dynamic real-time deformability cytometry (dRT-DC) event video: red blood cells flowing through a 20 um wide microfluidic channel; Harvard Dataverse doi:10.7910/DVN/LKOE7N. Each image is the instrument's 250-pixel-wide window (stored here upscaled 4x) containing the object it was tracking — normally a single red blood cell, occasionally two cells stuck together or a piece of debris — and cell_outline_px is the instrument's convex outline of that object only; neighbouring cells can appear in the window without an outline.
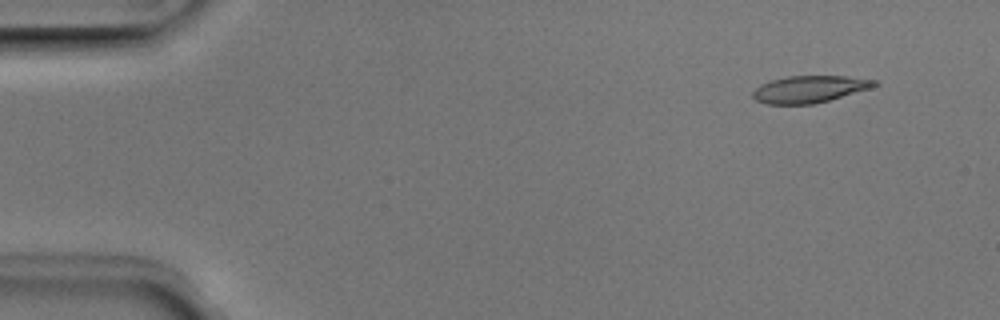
{"species": "Egyptian fruit bat (a non-hibernating species)", "species_latin": "Rousettus aegyptiacus", "temperature_condition": "room temperature", "stored_images_in_passage": 4, "camera_frame_rate_fps": 3000, "um_per_image_px": 0.085, "animal": {"sex": "male"}, "frame": {"image": 1, "passage_image": 1, "time_ms": 0.0, "image_size_px": [1000, 320], "cell_outline_px": [[880, 84], [868, 88], [828, 100], [812, 104], [768, 104], [756, 100], [752, 96], [752, 92], [760, 84], [772, 80], [788, 76], [844, 76], [880, 80]], "centroid_in_image_um": [68.79, 7.57], "position_along_channel_um": 16.2, "area_um2": 18.9}}
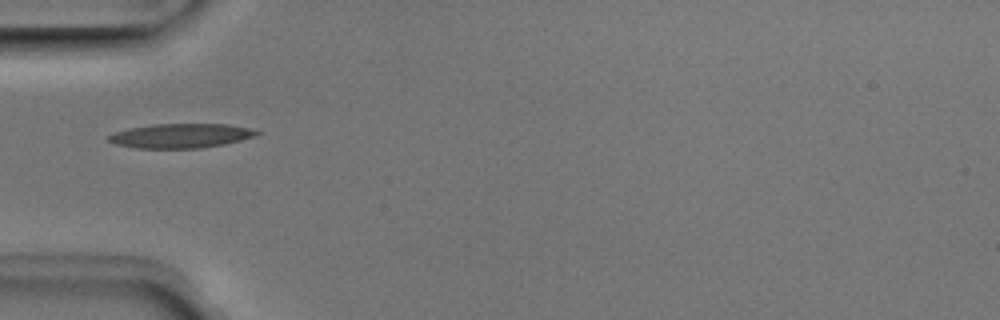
{"frame": {"image": 2, "passage_image": 4, "time_ms": 1.0, "image_size_px": [1000, 320], "cell_outline_px": [[260, 132], [256, 136], [224, 144], [200, 148], [136, 148], [116, 144], [108, 140], [108, 136], [116, 132], [128, 128], [152, 124], [228, 124], [248, 128]], "centroid_in_image_um": [15.36, 11.54], "position_along_channel_um": 69.6, "area_um2": 20.87}}